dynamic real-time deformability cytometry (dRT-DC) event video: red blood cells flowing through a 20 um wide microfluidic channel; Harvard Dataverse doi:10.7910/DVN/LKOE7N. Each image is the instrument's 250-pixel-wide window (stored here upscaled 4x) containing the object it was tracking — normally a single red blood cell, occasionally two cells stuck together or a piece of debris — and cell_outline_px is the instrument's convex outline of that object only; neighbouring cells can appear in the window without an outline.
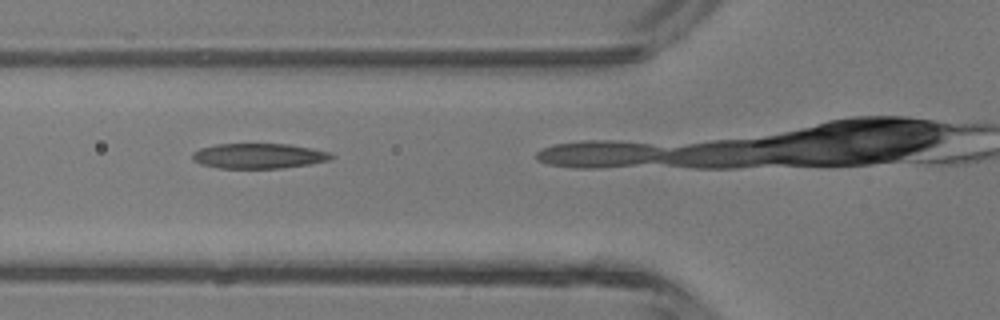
{"species": "common noctule bat (a hibernating species)", "species_latin": "Nyctalus noctula", "temperature_condition": "room temperature", "stored_images_in_passage": 5, "camera_frame_rate_fps": 3000, "um_per_image_px": 0.085, "animal": {"sex": "male", "body_mass_g": 13.3}, "frame": {"image": 1, "passage_image": 3, "time_ms": 2.333, "image_size_px": [1000, 320], "cell_outline_px": [[336, 156], [328, 160], [308, 164], [280, 168], [220, 168], [200, 164], [192, 160], [192, 152], [200, 148], [216, 144], [288, 144], [312, 148], [332, 152]], "centroid_in_image_um": [21.99, 13.25], "position_along_channel_um": 103.8, "area_um2": 20.4}}